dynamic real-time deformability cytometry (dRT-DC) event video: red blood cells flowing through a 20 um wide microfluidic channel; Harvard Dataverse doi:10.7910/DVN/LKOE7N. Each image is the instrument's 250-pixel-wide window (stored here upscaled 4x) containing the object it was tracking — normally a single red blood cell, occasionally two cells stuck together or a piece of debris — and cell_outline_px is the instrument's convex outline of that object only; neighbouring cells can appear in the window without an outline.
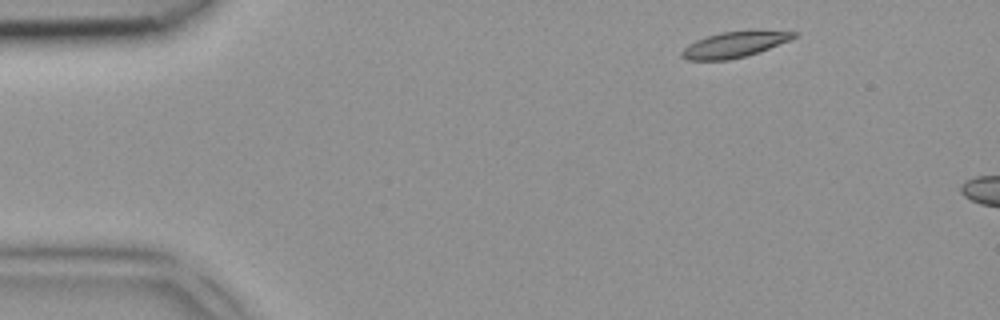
{"species": "common noctule bat (a hibernating species)", "species_latin": "Nyctalus noctula", "temperature_condition": "room temperature", "stored_images_in_passage": 3, "camera_frame_rate_fps": 3000, "um_per_image_px": 0.085, "animal": {"sex": "female", "body_mass_g": 18.4}, "frame": {"image": 1, "passage_image": 1, "time_ms": 0.0, "image_size_px": [1000, 320], "cell_outline_px": [[800, 36], [792, 40], [744, 56], [728, 60], [688, 60], [680, 56], [680, 52], [688, 44], [696, 40], [720, 32], [752, 28], [756, 28], [800, 32]], "centroid_in_image_um": [62.53, 3.73], "position_along_channel_um": 22.5, "area_um2": 17.51}}